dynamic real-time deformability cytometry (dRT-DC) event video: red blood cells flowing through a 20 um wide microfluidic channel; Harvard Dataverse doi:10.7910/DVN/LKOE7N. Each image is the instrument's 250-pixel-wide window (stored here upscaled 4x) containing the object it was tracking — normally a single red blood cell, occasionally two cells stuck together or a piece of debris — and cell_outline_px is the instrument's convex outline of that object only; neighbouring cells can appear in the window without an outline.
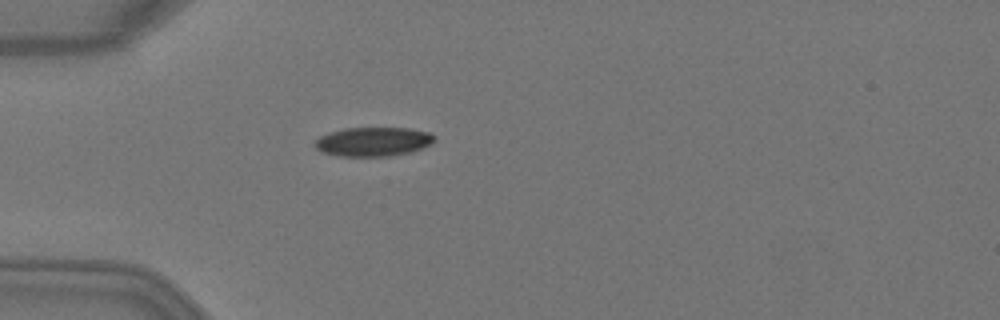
{"species": "Egyptian fruit bat (a non-hibernating species)", "species_latin": "Rousettus aegyptiacus", "temperature_condition": "warm", "stored_images_in_passage": 5, "camera_frame_rate_fps": 3000, "um_per_image_px": 0.085, "animal": {"sex": "female"}, "frame": {"image": 1, "passage_image": 5, "time_ms": 1.333, "image_size_px": [1000, 320], "cell_outline_px": [[436, 140], [432, 144], [412, 152], [392, 156], [336, 156], [320, 152], [312, 144], [320, 136], [328, 132], [344, 128], [408, 128], [428, 132], [436, 136]], "centroid_in_image_um": [31.71, 12.05], "position_along_channel_um": 53.3, "area_um2": 20.63}}